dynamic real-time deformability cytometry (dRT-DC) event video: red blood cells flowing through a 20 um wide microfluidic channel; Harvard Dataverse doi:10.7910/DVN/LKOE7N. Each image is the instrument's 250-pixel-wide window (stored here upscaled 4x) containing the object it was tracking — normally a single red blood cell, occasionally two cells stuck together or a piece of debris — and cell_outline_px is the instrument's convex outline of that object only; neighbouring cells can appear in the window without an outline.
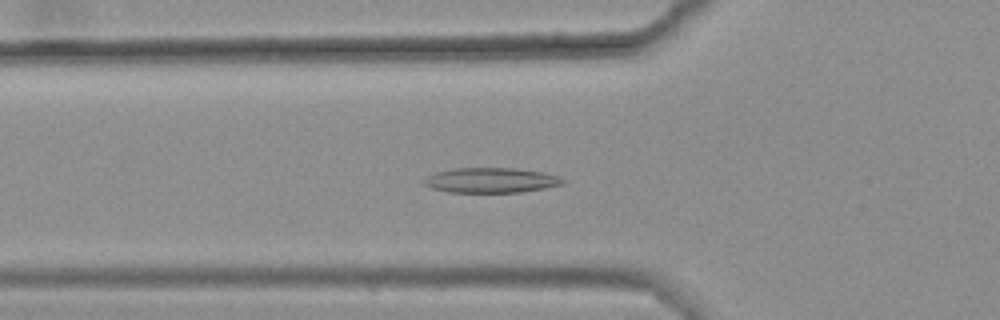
{"species": "common noctule bat (a hibernating species)", "species_latin": "Nyctalus noctula", "temperature_condition": "warm", "stored_images_in_passage": 44, "camera_frame_rate_fps": 3000, "um_per_image_px": 0.085, "animal": {"sex": "female", "body_mass_g": 25.1}, "frame": {"image": 1, "passage_image": 17, "time_ms": 5.333, "image_size_px": [1000, 320], "cell_outline_px": [[564, 184], [544, 188], [520, 192], [448, 192], [432, 188], [420, 184], [420, 180], [424, 176], [436, 172], [456, 168], [516, 168], [544, 172], [560, 176], [564, 180]], "centroid_in_image_um": [41.67, 15.32], "position_along_channel_um": 84.1, "area_um2": 20.52}}
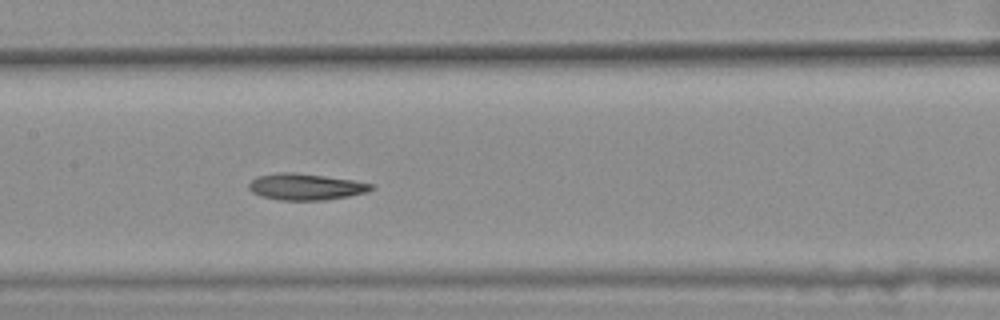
{"frame": {"image": 2, "passage_image": 25, "time_ms": 8.0, "image_size_px": [1000, 320], "cell_outline_px": [[376, 188], [368, 192], [348, 196], [324, 200], [280, 200], [264, 196], [252, 192], [248, 188], [248, 184], [256, 176], [280, 172], [292, 172], [324, 176], [352, 180], [372, 184]], "centroid_in_image_um": [25.99, 15.87], "position_along_channel_um": 181.4, "area_um2": 18.73}}
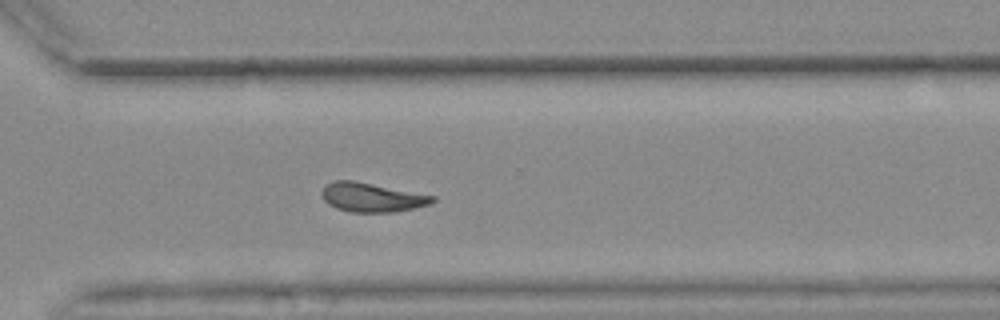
{"frame": {"image": 3, "passage_image": 38, "time_ms": 12.333, "image_size_px": [1000, 320], "cell_outline_px": [[436, 200], [428, 204], [396, 212], [348, 212], [336, 208], [328, 204], [324, 200], [320, 192], [324, 184], [332, 180], [352, 180], [436, 196]], "centroid_in_image_um": [31.54, 16.77], "position_along_channel_um": 339.1, "area_um2": 18.84}, "authors_computed_cell_mechanics": {"area_um2": 19.5942, "velocity_mm_per_s": 3.6333, "shape_relaxation_time_tau1_ms": null, "shape_relaxation_time_tau2_ms": 7.9794, "deformation_change_tau1": null, "deformation_change_tau2": 0.1625}}